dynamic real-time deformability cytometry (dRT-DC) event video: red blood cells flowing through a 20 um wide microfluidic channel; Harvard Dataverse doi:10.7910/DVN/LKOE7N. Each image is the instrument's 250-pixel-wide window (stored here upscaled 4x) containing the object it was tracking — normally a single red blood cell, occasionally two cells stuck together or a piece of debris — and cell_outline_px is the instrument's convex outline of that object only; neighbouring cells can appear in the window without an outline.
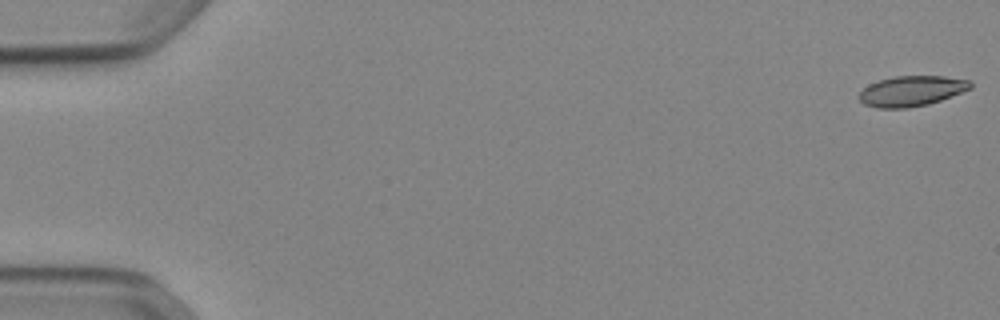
{"species": "Egyptian fruit bat (a non-hibernating species)", "species_latin": "Rousettus aegyptiacus", "temperature_condition": "cold", "stored_images_in_passage": 53, "camera_frame_rate_fps": 3000, "um_per_image_px": 0.085, "animal": {"sex": "female"}, "frame": {"image": 1, "passage_image": 1, "time_ms": 0.0, "image_size_px": [1000, 320], "cell_outline_px": [[972, 88], [940, 100], [928, 104], [908, 108], [876, 108], [864, 104], [856, 96], [868, 84], [880, 80], [896, 76], [944, 76], [972, 80]], "centroid_in_image_um": [77.47, 7.73], "position_along_channel_um": 7.5, "area_um2": 19.77}}
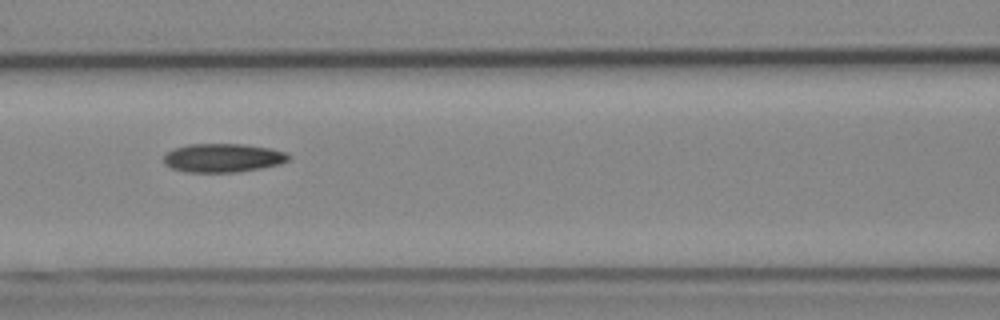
{"frame": {"image": 2, "passage_image": 24, "time_ms": 7.667, "image_size_px": [1000, 320], "cell_outline_px": [[292, 156], [288, 160], [280, 164], [260, 168], [236, 172], [184, 172], [172, 168], [164, 164], [164, 156], [172, 148], [188, 144], [244, 144], [272, 148], [288, 152]], "centroid_in_image_um": [18.97, 13.41], "position_along_channel_um": 147.6, "area_um2": 21.1}}
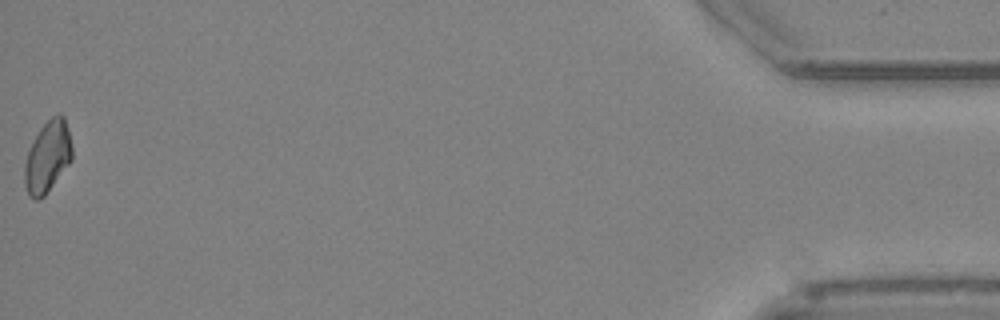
{"frame": {"image": 3, "passage_image": 53, "time_ms": 17.333, "image_size_px": [1000, 320], "cell_outline_px": [[72, 160], [44, 196], [40, 200], [32, 200], [28, 196], [24, 184], [24, 164], [28, 152], [40, 128], [52, 116], [60, 112], [64, 116], [68, 128], [72, 148]], "centroid_in_image_um": [4.04, 13.35], "position_along_channel_um": 431.2, "area_um2": 19.83}}